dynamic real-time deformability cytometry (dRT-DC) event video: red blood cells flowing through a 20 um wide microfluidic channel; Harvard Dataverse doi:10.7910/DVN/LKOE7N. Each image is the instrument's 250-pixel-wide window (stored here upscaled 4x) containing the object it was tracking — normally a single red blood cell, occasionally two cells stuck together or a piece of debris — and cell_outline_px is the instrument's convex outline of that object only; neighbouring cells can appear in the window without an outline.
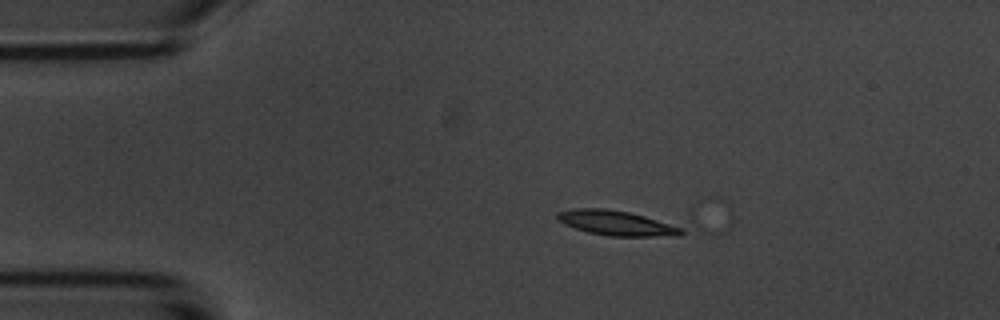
{"species": "common noctule bat (a hibernating species)", "species_latin": "Nyctalus noctula", "temperature_condition": "room temperature", "stored_images_in_passage": 4, "camera_frame_rate_fps": 3000, "um_per_image_px": 0.085, "animal": {"sex": "male", "body_mass_g": 20.1, "forearm_length_mm": 53.5}, "frame": {"image": 1, "passage_image": 2, "time_ms": 1.333, "image_size_px": [1000, 320], "cell_outline_px": [[704, 232], [680, 236], [608, 236], [588, 232], [564, 224], [556, 216], [556, 212], [572, 208], [604, 208], [688, 212]], "centroid_in_image_um": [53.55, 18.87], "position_along_channel_um": 31.5, "area_um2": 23.93}}